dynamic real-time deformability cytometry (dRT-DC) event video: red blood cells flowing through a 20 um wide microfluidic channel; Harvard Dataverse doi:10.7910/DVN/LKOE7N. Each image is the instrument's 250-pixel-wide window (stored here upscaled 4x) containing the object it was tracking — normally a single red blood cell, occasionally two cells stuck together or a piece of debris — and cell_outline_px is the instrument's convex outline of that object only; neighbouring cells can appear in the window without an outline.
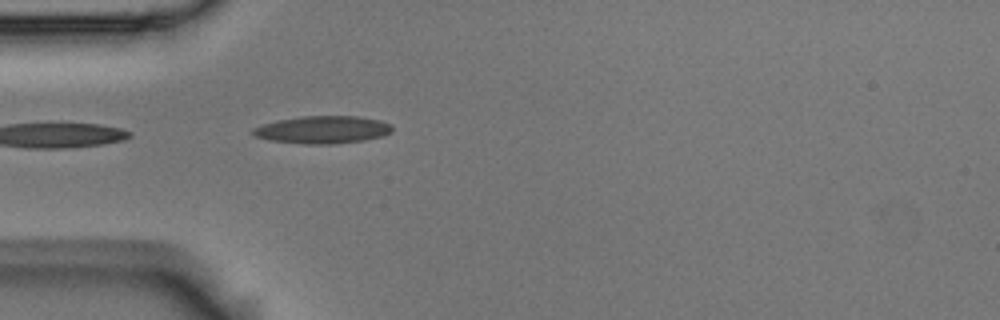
{"species": "Egyptian fruit bat (a non-hibernating species)", "species_latin": "Rousettus aegyptiacus", "temperature_condition": "room temperature", "stored_images_in_passage": 1, "camera_frame_rate_fps": 3000, "um_per_image_px": 0.085, "animal": {"sex": "male"}, "frame": {"image": 1, "passage_image": 1, "time_ms": 0.0, "image_size_px": [1000, 320], "cell_outline_px": [[392, 132], [380, 136], [364, 140], [332, 144], [304, 144], [272, 140], [256, 136], [248, 132], [252, 128], [276, 120], [300, 116], [356, 116], [380, 120], [392, 124]], "centroid_in_image_um": [27.41, 11.02], "position_along_channel_um": 57.6, "area_um2": 22.37}}